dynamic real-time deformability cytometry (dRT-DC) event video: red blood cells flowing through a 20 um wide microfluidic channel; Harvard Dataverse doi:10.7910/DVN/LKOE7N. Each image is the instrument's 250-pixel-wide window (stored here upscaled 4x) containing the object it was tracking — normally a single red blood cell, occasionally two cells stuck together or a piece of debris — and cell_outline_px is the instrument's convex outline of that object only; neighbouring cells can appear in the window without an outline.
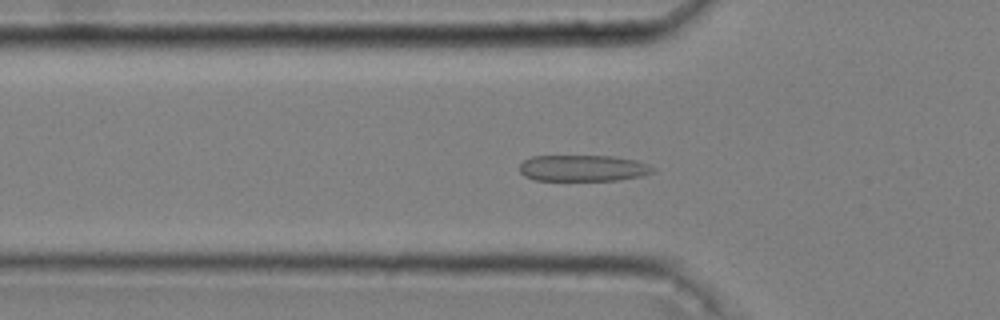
{"species": "common noctule bat (a hibernating species)", "species_latin": "Nyctalus noctula", "temperature_condition": "cold", "stored_images_in_passage": 20, "camera_frame_rate_fps": 3000, "um_per_image_px": 0.085, "animal": {"sex": "male", "body_mass_g": 20.4}, "frame": {"image": 1, "passage_image": 17, "time_ms": 5.333, "image_size_px": [1000, 320], "cell_outline_px": [[656, 172], [640, 176], [616, 180], [536, 180], [524, 176], [520, 172], [520, 164], [524, 160], [532, 156], [612, 156], [636, 160], [656, 168]], "centroid_in_image_um": [49.56, 14.29], "position_along_channel_um": 76.2, "area_um2": 20.4}}
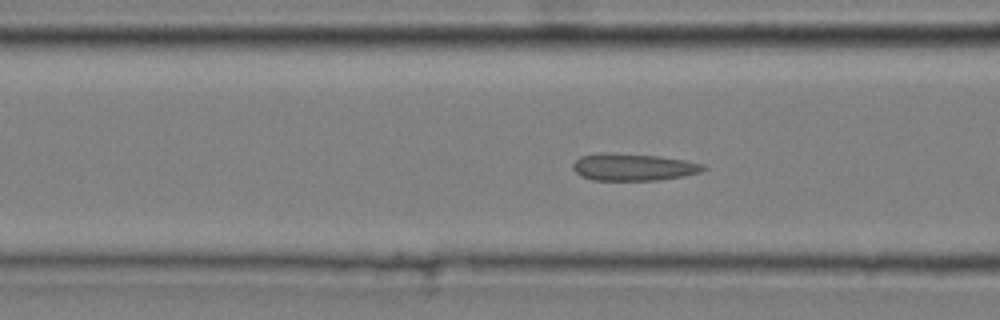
{"frame": {"image": 2, "passage_image": 20, "time_ms": 6.333, "image_size_px": [1000, 320], "cell_outline_px": [[708, 168], [700, 172], [684, 176], [660, 180], [592, 180], [580, 176], [572, 168], [572, 164], [580, 156], [596, 152], [608, 152], [660, 156], [684, 160], [704, 164]], "centroid_in_image_um": [53.8, 14.19], "position_along_channel_um": 112.8, "area_um2": 20.92}}